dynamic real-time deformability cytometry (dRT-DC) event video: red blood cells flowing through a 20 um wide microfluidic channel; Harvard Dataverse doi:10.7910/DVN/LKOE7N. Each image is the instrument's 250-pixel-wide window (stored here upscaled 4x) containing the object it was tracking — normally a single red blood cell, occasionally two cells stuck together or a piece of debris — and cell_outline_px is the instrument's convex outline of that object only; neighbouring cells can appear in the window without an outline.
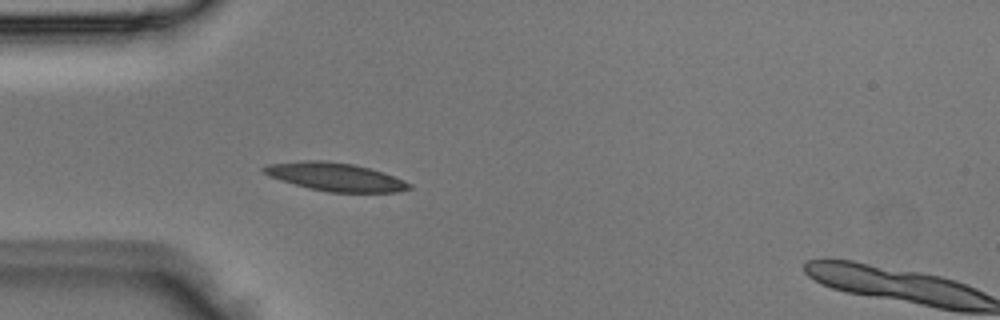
{"species": "Egyptian fruit bat (a non-hibernating species)", "species_latin": "Rousettus aegyptiacus", "temperature_condition": "room temperature", "stored_images_in_passage": 4, "camera_frame_rate_fps": 3000, "um_per_image_px": 0.085, "animal": {"sex": "male"}, "frame": {"image": 1, "passage_image": 3, "time_ms": 0.667, "image_size_px": [1000, 320], "cell_outline_px": [[412, 188], [396, 192], [328, 192], [308, 188], [268, 176], [260, 168], [268, 164], [304, 160], [324, 160], [352, 164], [384, 172], [404, 180], [412, 184]], "centroid_in_image_um": [28.5, 15.03], "position_along_channel_um": 56.5, "area_um2": 23.87}}